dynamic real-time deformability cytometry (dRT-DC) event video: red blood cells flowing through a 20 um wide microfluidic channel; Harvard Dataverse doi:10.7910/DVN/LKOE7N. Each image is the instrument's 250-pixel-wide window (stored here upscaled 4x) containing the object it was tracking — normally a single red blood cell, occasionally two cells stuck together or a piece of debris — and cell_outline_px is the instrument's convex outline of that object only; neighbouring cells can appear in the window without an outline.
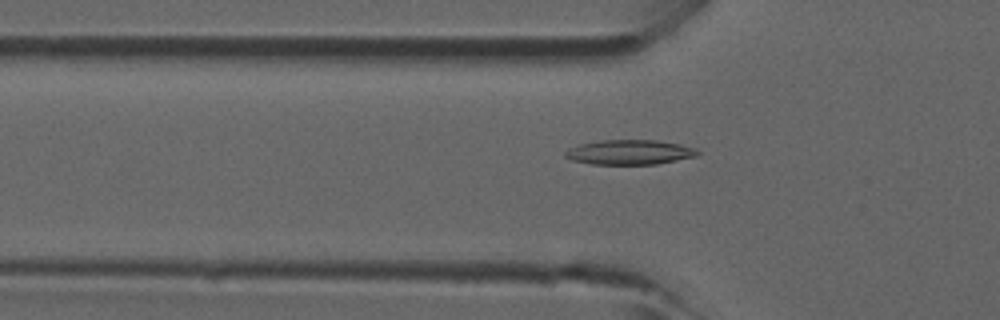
{"species": "common noctule bat (a hibernating species)", "species_latin": "Nyctalus noctula", "temperature_condition": "room temperature", "stored_images_in_passage": 29, "camera_frame_rate_fps": 3000, "um_per_image_px": 0.085, "animal": {"sex": "male", "forearm_length_mm": 52.5}, "frame": {"image": 1, "passage_image": 4, "time_ms": 1.0, "image_size_px": [1000, 320], "cell_outline_px": [[700, 152], [696, 156], [656, 164], [592, 164], [572, 160], [564, 156], [564, 152], [568, 148], [580, 144], [600, 140], [656, 140], [680, 144], [696, 148]], "centroid_in_image_um": [53.5, 12.93], "position_along_channel_um": 72.3, "area_um2": 19.07}}
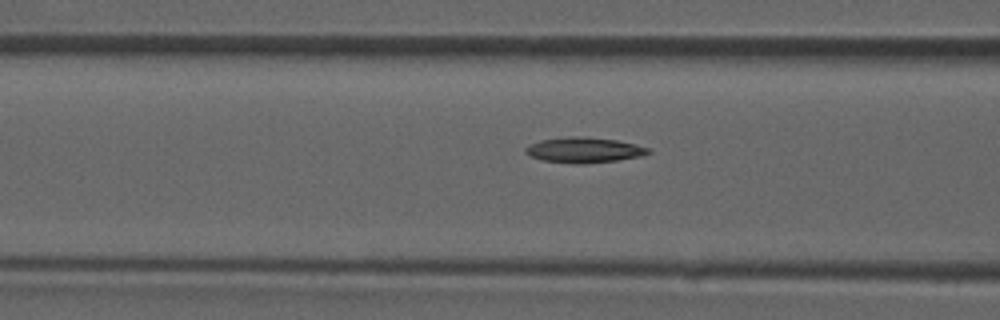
{"frame": {"image": 2, "passage_image": 7, "time_ms": 2.0, "image_size_px": [1000, 320], "cell_outline_px": [[652, 152], [644, 156], [616, 160], [584, 164], [572, 164], [544, 160], [528, 156], [524, 152], [524, 148], [528, 144], [540, 140], [568, 136], [572, 136], [616, 140], [648, 148]], "centroid_in_image_um": [49.58, 12.76], "position_along_channel_um": 117.0, "area_um2": 18.15}}
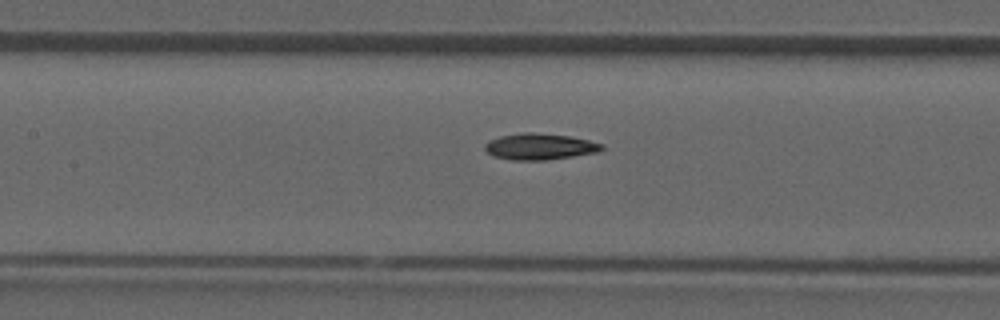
{"frame": {"image": 3, "passage_image": 10, "time_ms": 3.0, "image_size_px": [1000, 320], "cell_outline_px": [[604, 148], [600, 152], [548, 160], [512, 160], [492, 156], [484, 148], [484, 144], [488, 140], [500, 136], [524, 132], [532, 132], [572, 136], [604, 144]], "centroid_in_image_um": [45.89, 12.46], "position_along_channel_um": 161.5, "area_um2": 18.15}}